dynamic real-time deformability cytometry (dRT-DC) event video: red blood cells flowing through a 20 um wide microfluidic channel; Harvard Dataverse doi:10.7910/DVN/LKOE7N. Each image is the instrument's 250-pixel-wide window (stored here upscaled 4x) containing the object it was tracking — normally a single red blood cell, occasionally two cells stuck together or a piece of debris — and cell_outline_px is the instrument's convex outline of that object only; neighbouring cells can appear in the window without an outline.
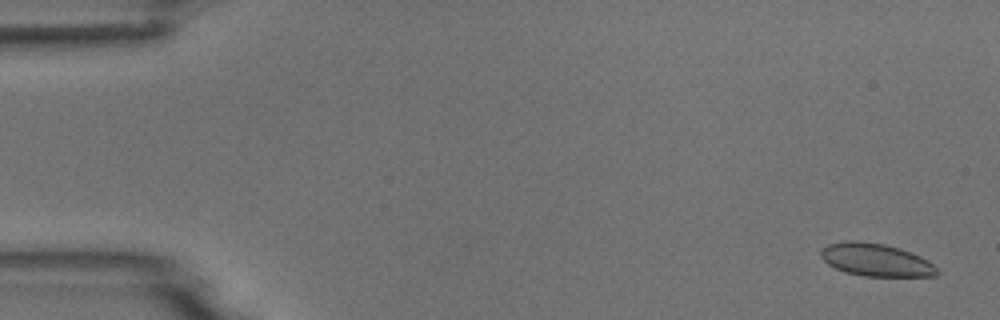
{"species": "common noctule bat (a hibernating species)", "species_latin": "Nyctalus noctula", "temperature_condition": "room temperature", "stored_images_in_passage": 5, "camera_frame_rate_fps": 3000, "um_per_image_px": 0.085, "animal": {"sex": "male", "body_mass_g": 18.8}, "frame": {"image": 1, "passage_image": 1, "time_ms": 0.0, "image_size_px": [1000, 320], "cell_outline_px": [[940, 272], [936, 276], [864, 276], [844, 272], [828, 264], [820, 256], [820, 248], [828, 244], [844, 240], [860, 240], [884, 244], [900, 248], [920, 256], [928, 260]], "centroid_in_image_um": [74.42, 22.07], "position_along_channel_um": 10.6, "area_um2": 22.37}}
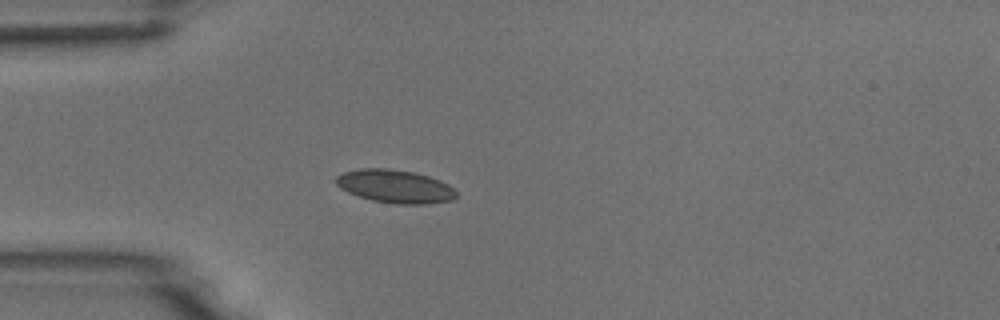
{"frame": {"image": 2, "passage_image": 4, "time_ms": 4.333, "image_size_px": [1000, 320], "cell_outline_px": [[456, 196], [452, 200], [428, 204], [396, 204], [372, 200], [348, 192], [340, 188], [336, 184], [336, 176], [344, 172], [360, 168], [388, 168], [412, 172], [428, 176], [440, 180], [448, 184], [456, 192]], "centroid_in_image_um": [33.58, 15.84], "position_along_channel_um": 51.4, "area_um2": 23.18}}